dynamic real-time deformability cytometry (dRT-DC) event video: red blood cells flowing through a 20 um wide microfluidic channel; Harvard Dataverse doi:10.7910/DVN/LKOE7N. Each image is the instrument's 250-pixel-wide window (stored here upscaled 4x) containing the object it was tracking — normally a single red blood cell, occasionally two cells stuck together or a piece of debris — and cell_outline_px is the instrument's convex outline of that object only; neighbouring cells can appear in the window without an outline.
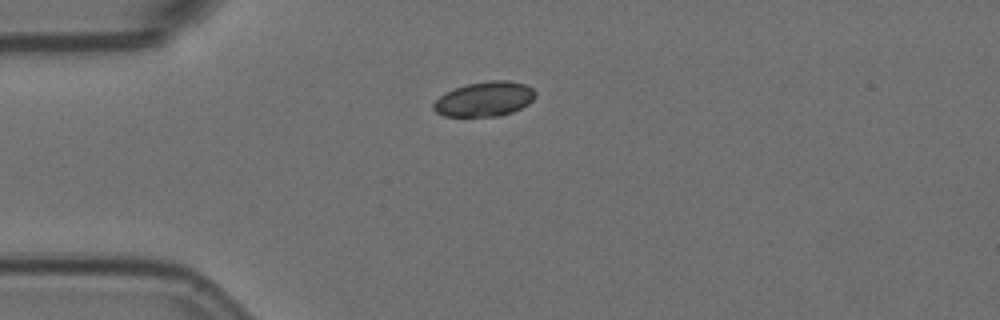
{"species": "Egyptian fruit bat (a non-hibernating species)", "species_latin": "Rousettus aegyptiacus", "temperature_condition": "room temperature", "stored_images_in_passage": 9, "camera_frame_rate_fps": 3000, "um_per_image_px": 0.085, "animal": {"sex": "female"}, "frame": {"image": 1, "passage_image": 1, "time_ms": 0.0, "image_size_px": [1000, 320], "cell_outline_px": [[536, 96], [528, 104], [512, 112], [500, 116], [444, 116], [436, 112], [432, 108], [432, 104], [440, 96], [456, 88], [468, 84], [488, 80], [508, 80], [528, 84], [536, 92]], "centroid_in_image_um": [41.22, 8.41], "position_along_channel_um": 43.8, "area_um2": 20.63}}
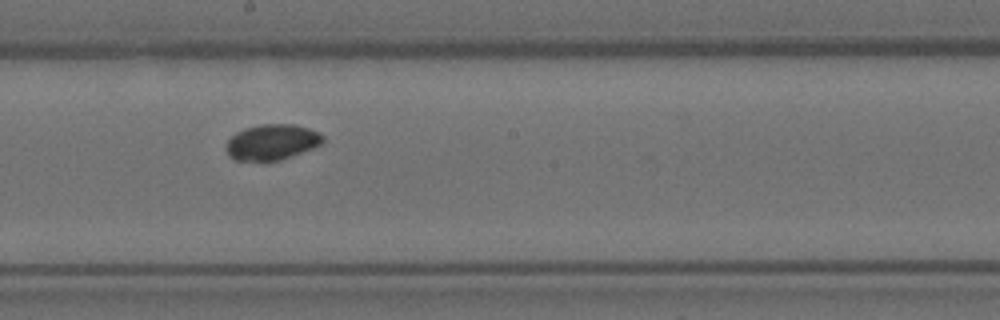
{"frame": {"image": 2, "passage_image": 6, "time_ms": 1.667, "image_size_px": [1000, 320], "cell_outline_px": [[324, 140], [320, 144], [312, 148], [280, 160], [236, 160], [224, 148], [228, 140], [236, 132], [244, 128], [260, 124], [296, 124], [320, 132], [324, 136]], "centroid_in_image_um": [23.13, 12.05], "position_along_channel_um": 225.1, "area_um2": 19.94}}
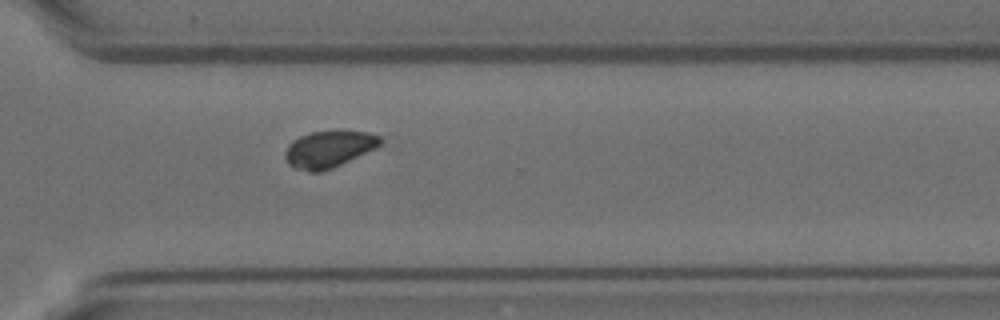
{"frame": {"image": 3, "passage_image": 9, "time_ms": 2.667, "image_size_px": [1000, 320], "cell_outline_px": [[380, 144], [376, 148], [332, 168], [320, 172], [308, 172], [296, 168], [288, 164], [284, 156], [284, 152], [288, 144], [292, 140], [300, 136], [312, 132], [336, 128], [368, 132], [380, 136]], "centroid_in_image_um": [27.93, 12.63], "position_along_channel_um": 342.7, "area_um2": 20.87}}